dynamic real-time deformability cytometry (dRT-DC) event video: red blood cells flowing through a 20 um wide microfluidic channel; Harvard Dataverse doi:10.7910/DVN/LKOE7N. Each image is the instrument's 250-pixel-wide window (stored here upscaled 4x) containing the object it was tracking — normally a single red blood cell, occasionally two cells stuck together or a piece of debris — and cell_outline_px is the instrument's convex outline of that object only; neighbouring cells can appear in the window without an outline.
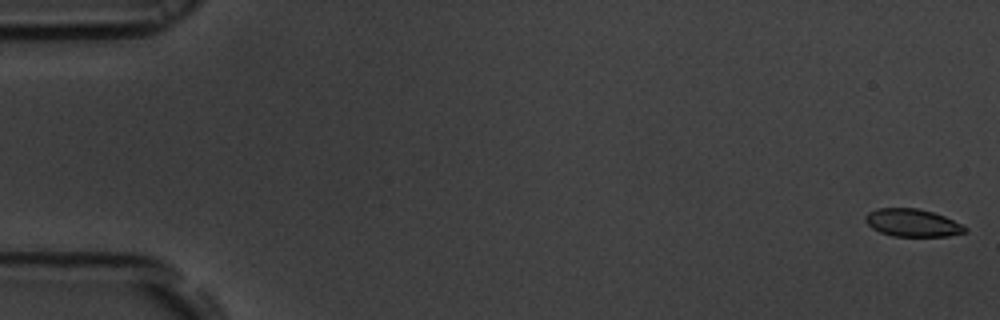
{"species": "common noctule bat (a hibernating species)", "species_latin": "Nyctalus noctula", "temperature_condition": "room temperature", "stored_images_in_passage": 56, "camera_frame_rate_fps": 3000, "um_per_image_px": 0.085, "animal": {"sex": "male", "body_mass_g": 19.5, "forearm_length_mm": 54.6}, "frame": {"image": 1, "passage_image": 1, "time_ms": 0.0, "image_size_px": [1000, 320], "cell_outline_px": [[968, 232], [948, 236], [892, 236], [880, 232], [872, 228], [864, 220], [864, 216], [868, 212], [876, 208], [916, 208], [932, 212], [944, 216], [968, 228]], "centroid_in_image_um": [77.53, 18.94], "position_along_channel_um": 7.5, "area_um2": 16.07}}
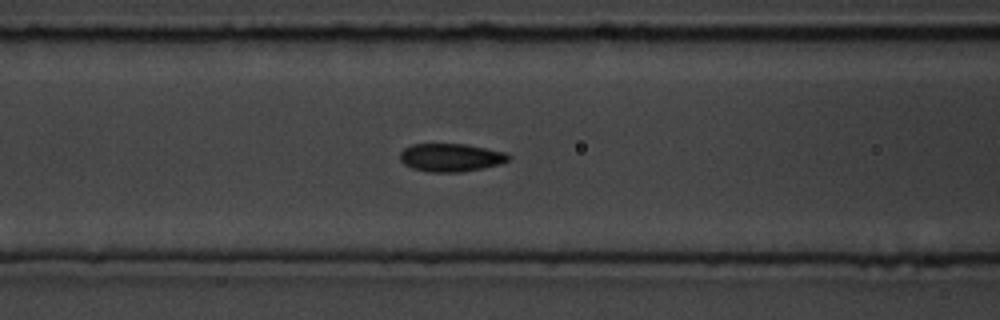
{"frame": {"image": 2, "passage_image": 23, "time_ms": 7.333, "image_size_px": [1000, 320], "cell_outline_px": [[512, 156], [508, 160], [500, 164], [484, 168], [460, 172], [428, 172], [412, 168], [404, 164], [400, 160], [400, 152], [404, 148], [412, 144], [468, 144], [508, 152]], "centroid_in_image_um": [38.35, 13.38], "position_along_channel_um": 128.2, "area_um2": 18.03}}
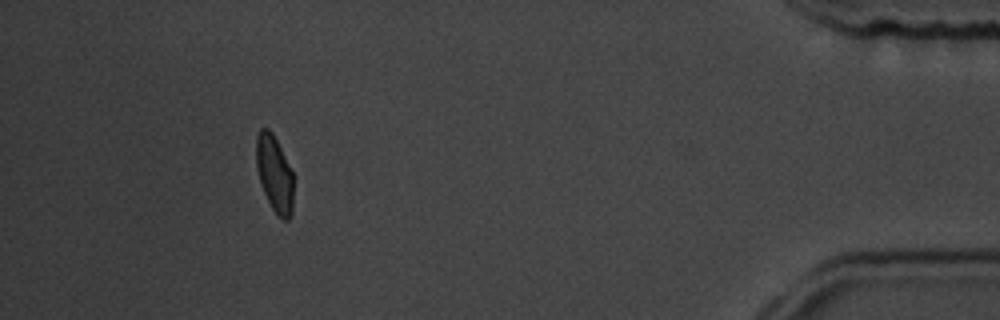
{"frame": {"image": 3, "passage_image": 51, "time_ms": 16.667, "image_size_px": [1000, 320], "cell_outline_px": [[292, 212], [288, 220], [284, 220], [272, 208], [264, 192], [260, 180], [256, 164], [256, 136], [260, 128], [268, 128], [272, 132], [292, 172]], "centroid_in_image_um": [23.31, 14.73], "position_along_channel_um": 411.9, "area_um2": 16.13}, "authors_computed_cell_mechanics": {"area_um2": 17.4845, "velocity_mm_per_s": 3.6891, "shape_relaxation_time_tau1_ms": 10.7698, "shape_relaxation_time_tau2_ms": 1.9074, "deformation_change_tau1": 0.199, "deformation_change_tau2": 0.0439}}